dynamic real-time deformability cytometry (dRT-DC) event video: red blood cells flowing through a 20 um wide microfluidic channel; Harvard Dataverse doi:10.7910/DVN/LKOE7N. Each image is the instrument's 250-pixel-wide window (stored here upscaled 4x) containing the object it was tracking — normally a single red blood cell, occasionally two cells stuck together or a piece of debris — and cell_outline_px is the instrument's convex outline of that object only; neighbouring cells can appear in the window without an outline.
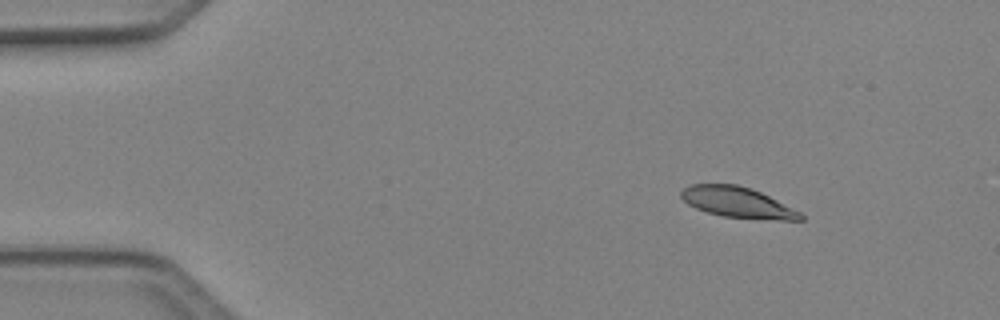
{"species": "Egyptian fruit bat (a non-hibernating species)", "species_latin": "Rousettus aegyptiacus", "temperature_condition": "cold", "stored_images_in_passage": 5, "camera_frame_rate_fps": 3000, "um_per_image_px": 0.085, "animal": {"sex": "female"}, "frame": {"image": 1, "passage_image": 2, "time_ms": 0.333, "image_size_px": [1000, 320], "cell_outline_px": [[804, 220], [780, 220], [724, 216], [708, 212], [696, 208], [688, 204], [680, 196], [680, 192], [688, 184], [736, 184], [760, 192], [800, 212], [804, 216]], "centroid_in_image_um": [62.66, 17.19], "position_along_channel_um": 22.3, "area_um2": 20.92}}